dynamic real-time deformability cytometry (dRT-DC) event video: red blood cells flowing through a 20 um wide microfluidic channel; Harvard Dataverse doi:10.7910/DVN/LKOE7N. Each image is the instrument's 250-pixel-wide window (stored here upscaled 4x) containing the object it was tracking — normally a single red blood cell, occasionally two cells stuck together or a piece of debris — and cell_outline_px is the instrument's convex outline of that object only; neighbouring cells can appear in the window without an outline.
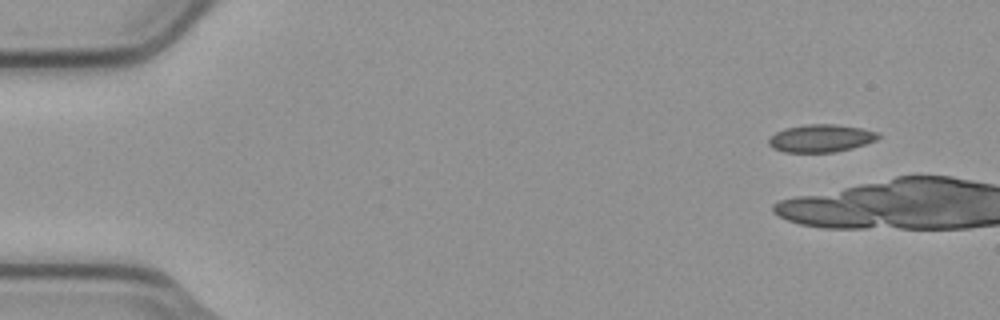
{"species": "common noctule bat (a hibernating species)", "species_latin": "Nyctalus noctula", "temperature_condition": "cold", "stored_images_in_passage": 8, "camera_frame_rate_fps": 3000, "um_per_image_px": 0.085, "animal": {"sex": "male", "body_mass_g": 23.1, "forearm_length_mm": 52.7}, "frame": {"image": 1, "passage_image": 2, "time_ms": 0.333, "image_size_px": [1000, 320], "cell_outline_px": [[880, 136], [876, 140], [852, 148], [836, 152], [784, 152], [772, 148], [768, 144], [768, 140], [776, 132], [784, 128], [808, 124], [836, 124], [860, 128], [880, 132]], "centroid_in_image_um": [69.77, 11.75], "position_along_channel_um": 15.2, "area_um2": 17.69}}